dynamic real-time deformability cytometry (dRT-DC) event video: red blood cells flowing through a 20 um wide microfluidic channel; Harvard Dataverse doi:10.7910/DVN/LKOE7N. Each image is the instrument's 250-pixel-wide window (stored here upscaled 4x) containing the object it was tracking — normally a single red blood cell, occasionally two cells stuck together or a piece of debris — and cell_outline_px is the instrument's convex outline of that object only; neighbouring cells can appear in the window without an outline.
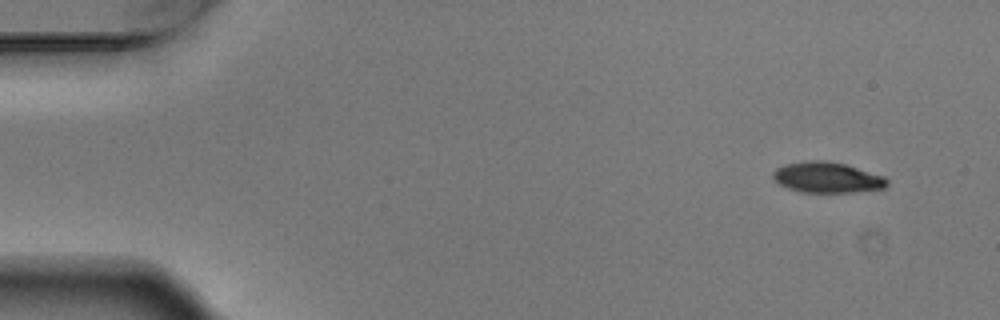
{"species": "Egyptian fruit bat (a non-hibernating species)", "species_latin": "Rousettus aegyptiacus", "temperature_condition": "warm", "stored_images_in_passage": 4, "camera_frame_rate_fps": 3000, "um_per_image_px": 0.085, "animal": {"sex": "male"}, "frame": {"image": 1, "passage_image": 1, "time_ms": 0.0, "image_size_px": [1000, 320], "cell_outline_px": [[888, 184], [884, 188], [852, 192], [800, 192], [788, 188], [780, 184], [772, 176], [772, 172], [776, 168], [784, 164], [812, 160], [824, 160], [844, 164], [884, 176], [888, 180]], "centroid_in_image_um": [70.29, 15.08], "position_along_channel_um": 14.7, "area_um2": 20.23}}
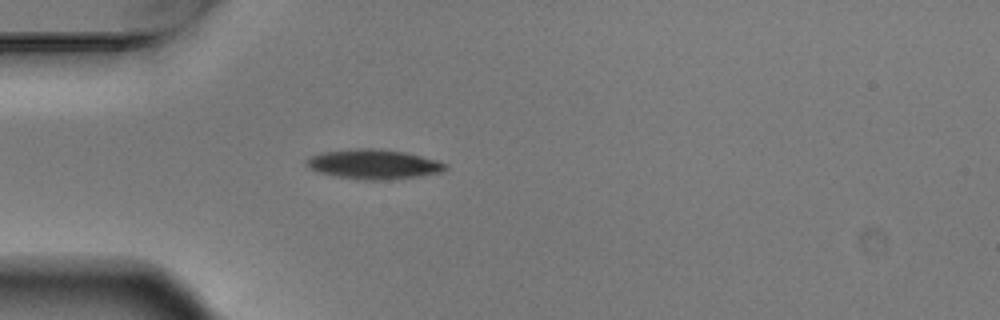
{"frame": {"image": 2, "passage_image": 4, "time_ms": 1.0, "image_size_px": [1000, 320], "cell_outline_px": [[448, 168], [440, 172], [420, 176], [376, 180], [368, 180], [336, 176], [320, 172], [304, 164], [304, 160], [320, 152], [356, 148], [372, 148], [404, 152], [436, 160], [448, 164]], "centroid_in_image_um": [31.75, 13.95], "position_along_channel_um": 53.3, "area_um2": 23.7}}